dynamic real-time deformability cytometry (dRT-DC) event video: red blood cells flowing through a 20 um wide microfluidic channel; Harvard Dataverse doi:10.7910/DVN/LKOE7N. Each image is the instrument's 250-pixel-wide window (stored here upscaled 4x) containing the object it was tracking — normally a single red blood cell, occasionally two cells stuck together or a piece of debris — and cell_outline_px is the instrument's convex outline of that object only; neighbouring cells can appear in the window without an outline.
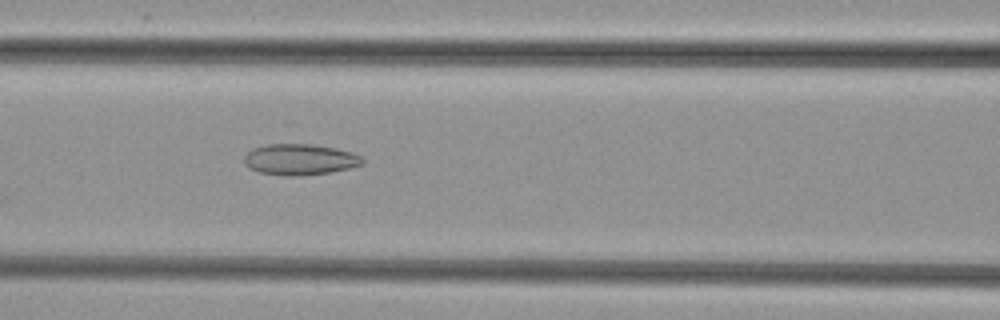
{"species": "common noctule bat (a hibernating species)", "species_latin": "Nyctalus noctula", "temperature_condition": "cold", "stored_images_in_passage": 35, "camera_frame_rate_fps": 3000, "um_per_image_px": 0.085, "animal": {"sex": "female", "body_mass_g": 29.2, "forearm_length_mm": 56.3}, "frame": {"image": 1, "passage_image": 6, "time_ms": 1.667, "image_size_px": [1000, 320], "cell_outline_px": [[364, 164], [348, 168], [328, 172], [292, 176], [284, 176], [260, 172], [248, 168], [244, 164], [244, 156], [252, 148], [268, 144], [312, 144], [336, 148], [352, 152], [360, 156], [364, 160]], "centroid_in_image_um": [25.46, 13.55], "position_along_channel_um": 141.1, "area_um2": 21.33}}
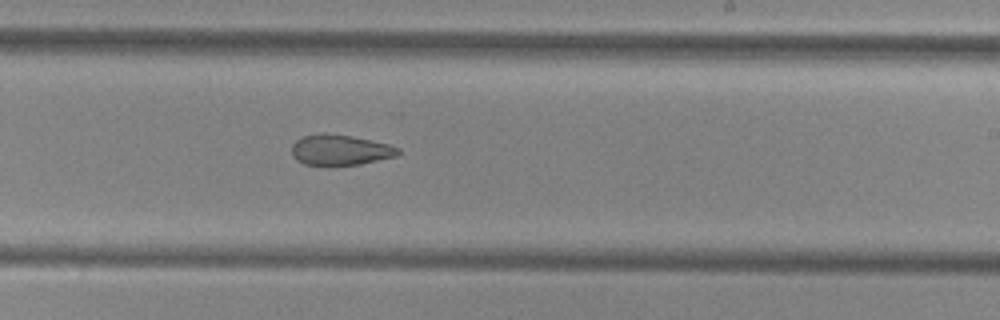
{"frame": {"image": 2, "passage_image": 15, "time_ms": 4.667, "image_size_px": [1000, 320], "cell_outline_px": [[400, 152], [396, 156], [360, 164], [328, 168], [304, 164], [296, 160], [292, 156], [292, 144], [296, 140], [304, 136], [320, 132], [324, 132], [352, 136], [388, 144], [400, 148]], "centroid_in_image_um": [28.86, 12.78], "position_along_channel_um": 260.1, "area_um2": 19.59}}
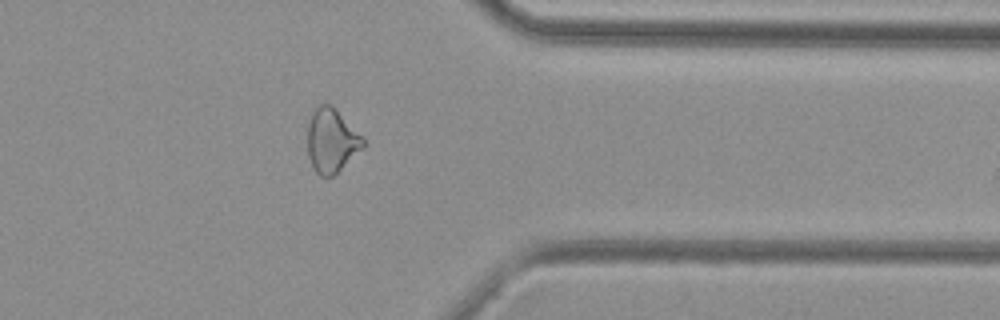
{"frame": {"image": 3, "passage_image": 25, "time_ms": 8.0, "image_size_px": [1000, 320], "cell_outline_px": [[364, 148], [332, 176], [320, 176], [312, 168], [308, 156], [308, 120], [312, 112], [320, 104], [332, 104], [336, 108], [364, 140]], "centroid_in_image_um": [28.15, 11.95], "position_along_channel_um": 383.2, "area_um2": 20.58}}